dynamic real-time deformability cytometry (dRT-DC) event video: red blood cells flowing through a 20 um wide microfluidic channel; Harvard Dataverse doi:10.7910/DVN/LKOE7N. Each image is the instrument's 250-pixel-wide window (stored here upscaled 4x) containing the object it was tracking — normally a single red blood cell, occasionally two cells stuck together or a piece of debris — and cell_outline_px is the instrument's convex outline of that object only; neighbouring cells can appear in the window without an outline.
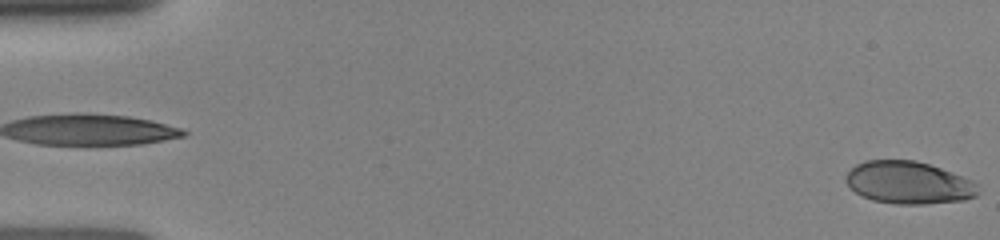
{"species": "human", "species_latin": "Homo sapiens", "temperature_condition": "room temperature", "stored_images_in_passage": 2, "camera_frame_rate_fps": 3000, "um_per_image_px": 0.085, "donor": {"sex": "female"}, "frame": {"image": 1, "passage_image": 1, "time_ms": 0.0, "image_size_px": [1000, 240], "cell_outline_px": [[980, 192], [976, 196], [964, 200], [924, 204], [896, 204], [872, 200], [856, 192], [844, 180], [844, 176], [856, 164], [864, 160], [916, 160], [952, 172], [972, 180], [976, 184]], "centroid_in_image_um": [77.23, 15.52], "position_along_channel_um": 7.8, "area_um2": 32.71}}